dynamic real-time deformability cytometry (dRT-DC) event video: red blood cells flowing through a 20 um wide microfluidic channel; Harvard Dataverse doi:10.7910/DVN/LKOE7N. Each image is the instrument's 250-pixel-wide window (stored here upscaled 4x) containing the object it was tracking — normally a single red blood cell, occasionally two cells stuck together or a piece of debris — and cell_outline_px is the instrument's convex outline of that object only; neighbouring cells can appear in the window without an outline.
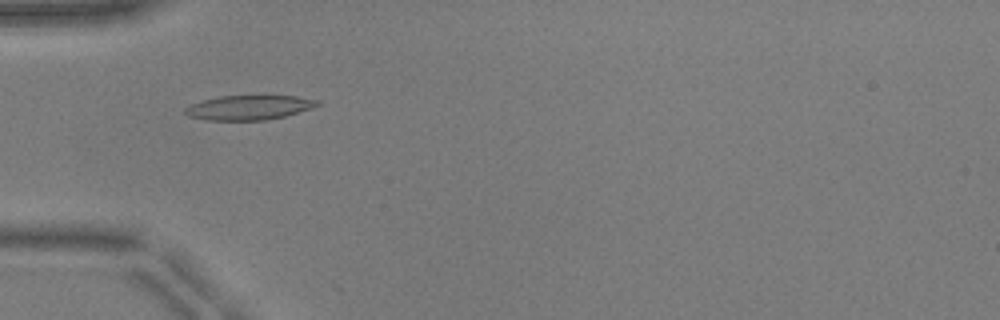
{"species": "common noctule bat (a hibernating species)", "species_latin": "Nyctalus noctula", "temperature_condition": "warm", "stored_images_in_passage": 44, "camera_frame_rate_fps": 3000, "um_per_image_px": 0.085, "animal": {"sex": "male", "body_mass_g": 17.9, "forearm_length_mm": 54.2}, "frame": {"image": 1, "passage_image": 9, "time_ms": 2.667, "image_size_px": [1000, 320], "cell_outline_px": [[320, 104], [284, 116], [264, 120], [204, 120], [188, 116], [184, 112], [184, 108], [188, 104], [200, 100], [220, 96], [296, 96], [320, 100]], "centroid_in_image_um": [21.06, 9.13], "position_along_channel_um": 63.9, "area_um2": 18.84}}
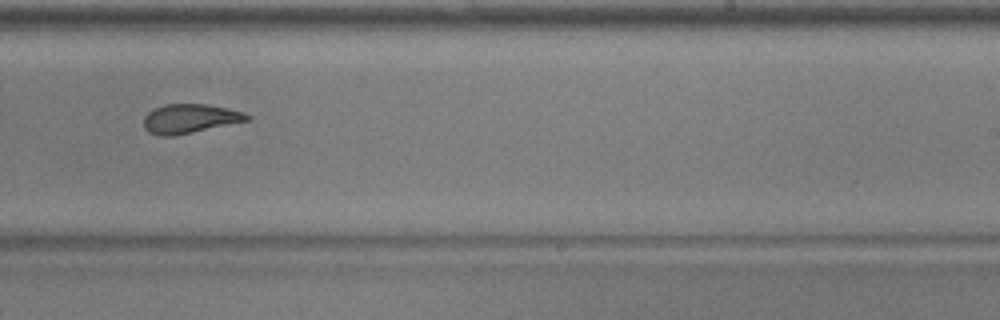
{"frame": {"image": 2, "passage_image": 25, "time_ms": 8.0, "image_size_px": [1000, 320], "cell_outline_px": [[252, 120], [172, 136], [160, 136], [148, 132], [144, 128], [144, 116], [148, 112], [164, 104], [208, 104], [228, 108], [244, 112], [252, 116]], "centroid_in_image_um": [16.17, 10.08], "position_along_channel_um": 272.8, "area_um2": 17.69}}
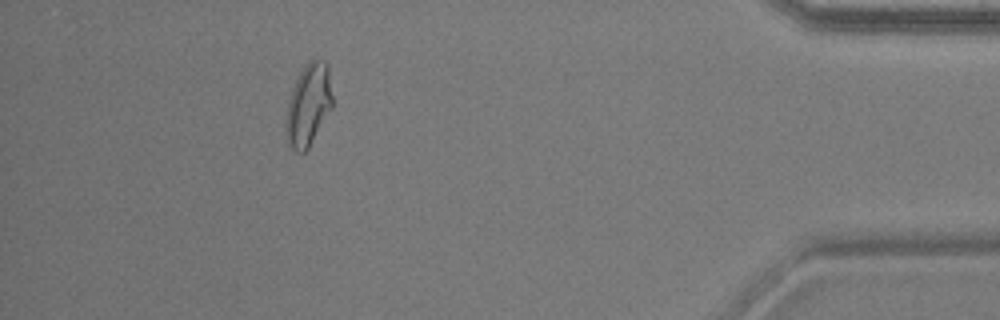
{"frame": {"image": 3, "passage_image": 39, "time_ms": 12.667, "image_size_px": [1000, 320], "cell_outline_px": [[332, 108], [308, 148], [304, 152], [296, 152], [288, 144], [284, 132], [284, 120], [288, 100], [292, 88], [304, 64], [312, 56], [324, 60], [328, 64], [332, 96]], "centroid_in_image_um": [26.19, 8.88], "position_along_channel_um": 409.0, "area_um2": 22.77}, "authors_computed_cell_mechanics": {"area_um2": 18.785, "velocity_mm_per_s": 3.9507, "shape_relaxation_time_tau1_ms": null, "shape_relaxation_time_tau2_ms": 2.1149, "deformation_change_tau1": null, "deformation_change_tau2": 0.1057}}